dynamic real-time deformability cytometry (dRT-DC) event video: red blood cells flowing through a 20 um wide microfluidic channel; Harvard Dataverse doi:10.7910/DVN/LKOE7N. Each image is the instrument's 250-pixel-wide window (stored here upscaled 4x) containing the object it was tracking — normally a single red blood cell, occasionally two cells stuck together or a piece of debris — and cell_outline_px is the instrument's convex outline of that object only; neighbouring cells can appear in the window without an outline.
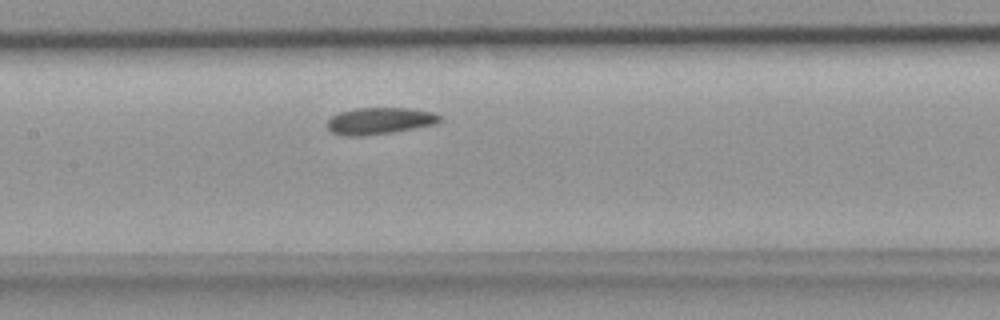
{"species": "common noctule bat (a hibernating species)", "species_latin": "Nyctalus noctula", "temperature_condition": "room temperature", "stored_images_in_passage": 11, "camera_frame_rate_fps": 3000, "um_per_image_px": 0.085, "animal": {"sex": "female", "body_mass_g": 18.4}, "frame": {"image": 1, "passage_image": 10, "time_ms": 3.0, "image_size_px": [1000, 320], "cell_outline_px": [[440, 120], [436, 124], [392, 132], [360, 136], [344, 136], [332, 132], [324, 124], [332, 116], [340, 112], [356, 108], [408, 108], [432, 112], [440, 116]], "centroid_in_image_um": [32.22, 10.27], "position_along_channel_um": 175.2, "area_um2": 17.46}}